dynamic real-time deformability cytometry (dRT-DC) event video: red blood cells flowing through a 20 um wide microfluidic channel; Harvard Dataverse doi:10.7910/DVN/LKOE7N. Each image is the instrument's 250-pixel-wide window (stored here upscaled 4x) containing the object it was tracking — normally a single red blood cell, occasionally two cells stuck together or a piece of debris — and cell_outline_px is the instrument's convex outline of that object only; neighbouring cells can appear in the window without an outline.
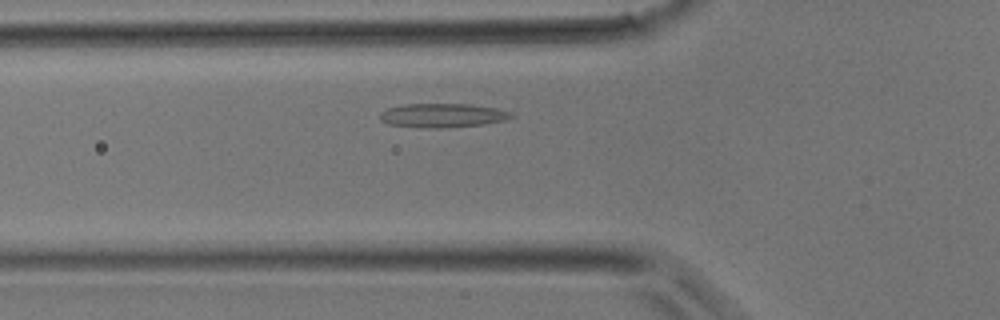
{"species": "common noctule bat (a hibernating species)", "species_latin": "Nyctalus noctula", "temperature_condition": "room temperature", "stored_images_in_passage": 28, "camera_frame_rate_fps": 3000, "um_per_image_px": 0.085, "animal": {"sex": "male", "body_mass_g": 17.9}, "frame": {"image": 1, "passage_image": 6, "time_ms": 1.667, "image_size_px": [1000, 320], "cell_outline_px": [[512, 116], [504, 120], [484, 124], [444, 128], [432, 128], [388, 124], [380, 120], [380, 112], [388, 108], [404, 104], [472, 104], [496, 108], [512, 112]], "centroid_in_image_um": [37.61, 9.8], "position_along_channel_um": 88.2, "area_um2": 18.26}}
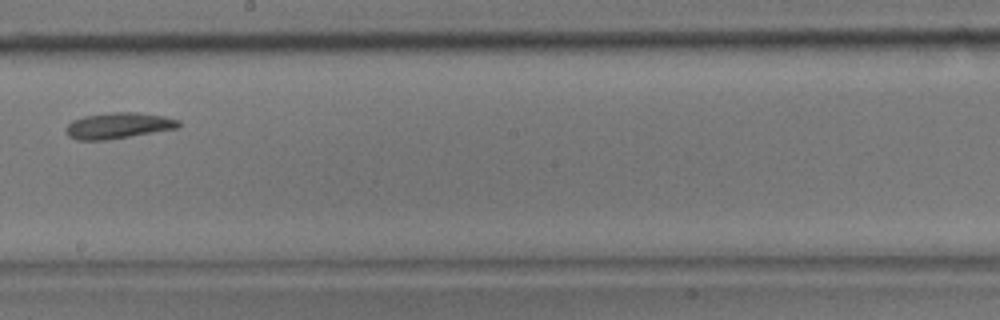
{"frame": {"image": 2, "passage_image": 15, "time_ms": 4.667, "image_size_px": [1000, 320], "cell_outline_px": [[180, 128], [108, 140], [76, 140], [68, 136], [64, 132], [64, 128], [72, 120], [84, 116], [108, 112], [136, 112], [164, 116], [180, 120]], "centroid_in_image_um": [10.04, 10.68], "position_along_channel_um": 238.2, "area_um2": 17.4}}
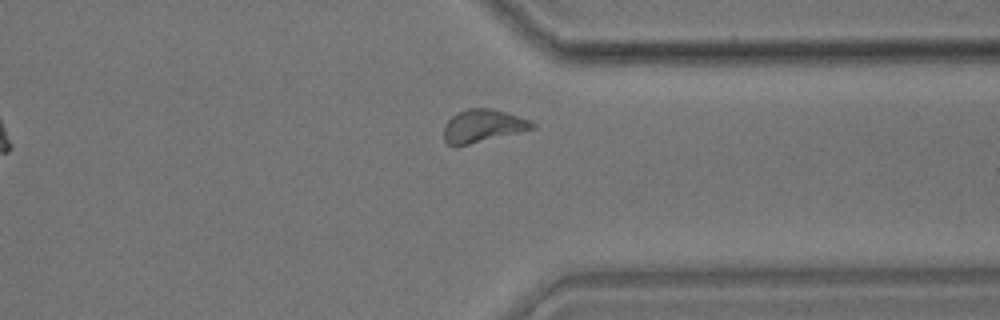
{"frame": {"image": 3, "passage_image": 23, "time_ms": 7.333, "image_size_px": [1000, 320], "cell_outline_px": [[536, 128], [456, 148], [452, 148], [444, 140], [444, 128], [448, 120], [456, 112], [468, 108], [488, 108], [504, 112], [528, 120], [536, 124]], "centroid_in_image_um": [40.99, 10.74], "position_along_channel_um": 370.4, "area_um2": 17.05}}